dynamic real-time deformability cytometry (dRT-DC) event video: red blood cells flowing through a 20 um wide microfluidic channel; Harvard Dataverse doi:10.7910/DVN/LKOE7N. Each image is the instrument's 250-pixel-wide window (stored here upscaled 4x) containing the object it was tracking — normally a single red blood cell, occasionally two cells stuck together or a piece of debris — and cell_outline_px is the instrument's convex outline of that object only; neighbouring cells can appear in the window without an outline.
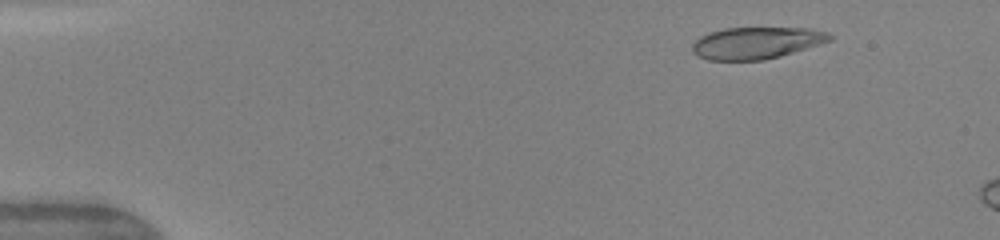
{"species": "human", "species_latin": "Homo sapiens", "temperature_condition": "warm", "stored_images_in_passage": 12, "camera_frame_rate_fps": 3000, "um_per_image_px": 0.085, "donor": {"sex": "female"}, "frame": {"image": 1, "passage_image": 6, "time_ms": 1.667, "image_size_px": [1000, 240], "cell_outline_px": [[832, 40], [820, 44], [780, 56], [764, 60], [708, 60], [696, 56], [692, 52], [692, 44], [700, 36], [724, 28], [812, 28], [828, 32], [832, 36]], "centroid_in_image_um": [64.29, 3.65], "position_along_channel_um": 20.7, "area_um2": 25.55}}